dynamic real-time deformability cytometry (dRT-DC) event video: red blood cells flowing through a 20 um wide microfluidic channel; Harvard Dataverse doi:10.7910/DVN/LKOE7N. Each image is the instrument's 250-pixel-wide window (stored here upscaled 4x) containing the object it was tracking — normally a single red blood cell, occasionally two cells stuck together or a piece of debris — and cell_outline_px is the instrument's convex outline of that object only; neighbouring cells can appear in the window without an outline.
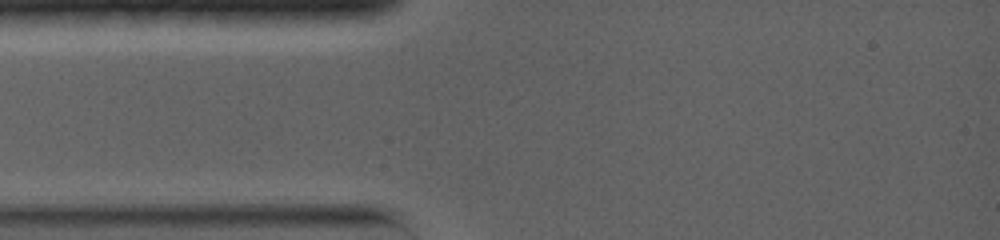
{"species": "common noctule bat (a hibernating species)", "species_latin": "Nyctalus noctula", "temperature_condition": "warm", "stored_images_in_passage": 1, "camera_frame_rate_fps": 5000, "um_per_image_px": 0.085, "animal": {"sex": "female", "body_mass_g": 19.0, "forearm_length_mm": 56.7}, "frame": {"image": 1, "passage_image": 1, "time_ms": 0.0, "image_size_px": [1000, 240], "cell_outline_px": [[844, 132], [828, 156], [780, 140], [776, 128], [776, 120], [816, 124], [844, 128]], "centroid_in_image_um": [68.83, 11.53], "position_along_channel_um": 16.2, "area_um2": 11.1}}